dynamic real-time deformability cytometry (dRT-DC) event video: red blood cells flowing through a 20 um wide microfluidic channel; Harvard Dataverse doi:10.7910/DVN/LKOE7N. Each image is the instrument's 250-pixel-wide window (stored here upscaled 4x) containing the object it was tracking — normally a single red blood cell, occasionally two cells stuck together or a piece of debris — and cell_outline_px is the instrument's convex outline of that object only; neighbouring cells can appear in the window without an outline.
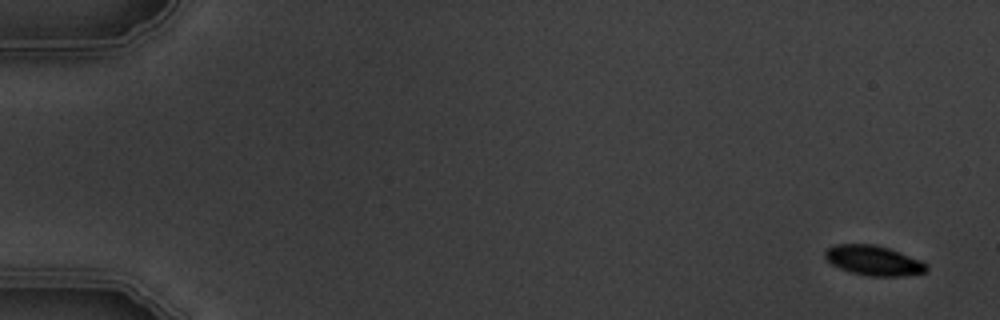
{"species": "common noctule bat (a hibernating species)", "species_latin": "Nyctalus noctula", "temperature_condition": "warm", "stored_images_in_passage": 8, "camera_frame_rate_fps": 3000, "um_per_image_px": 0.085, "animal": {"sex": "male", "body_mass_g": 19.5, "forearm_length_mm": 54.6}, "frame": {"image": 1, "passage_image": 1, "time_ms": 0.0, "image_size_px": [1000, 320], "cell_outline_px": [[928, 268], [924, 272], [900, 276], [868, 276], [852, 272], [840, 268], [832, 264], [824, 256], [824, 252], [828, 248], [836, 244], [876, 244], [900, 252], [920, 260], [928, 264]], "centroid_in_image_um": [74.25, 22.13], "position_along_channel_um": 10.7, "area_um2": 17.51}}
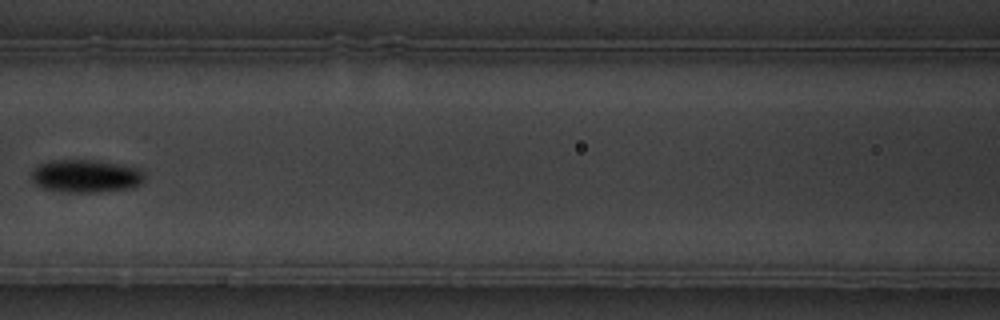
{"frame": {"image": 2, "passage_image": 7, "time_ms": 8.0, "image_size_px": [1000, 320], "cell_outline_px": [[144, 180], [140, 184], [132, 188], [92, 192], [76, 192], [40, 188], [32, 180], [32, 172], [40, 164], [52, 160], [96, 160], [140, 168], [144, 172]], "centroid_in_image_um": [7.33, 14.96], "position_along_channel_um": 159.3, "area_um2": 21.5}}
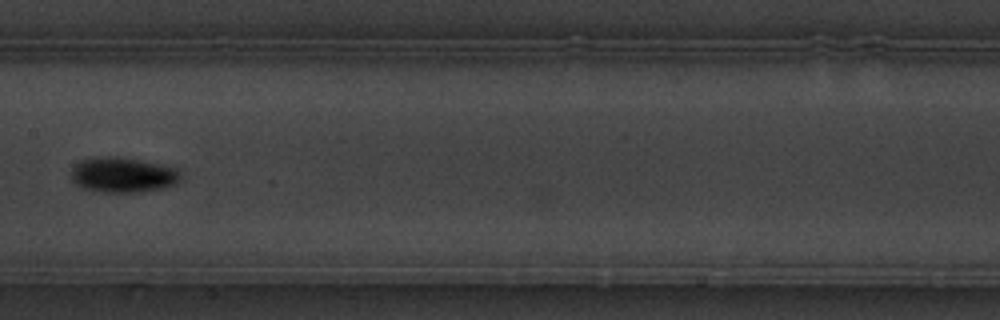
{"frame": {"image": 3, "passage_image": 8, "time_ms": 9.0, "image_size_px": [1000, 320], "cell_outline_px": [[180, 180], [176, 184], [164, 188], [136, 192], [104, 192], [80, 188], [72, 180], [72, 168], [80, 160], [96, 156], [116, 156], [180, 168]], "centroid_in_image_um": [10.44, 14.86], "position_along_channel_um": 197.0, "area_um2": 22.6}}